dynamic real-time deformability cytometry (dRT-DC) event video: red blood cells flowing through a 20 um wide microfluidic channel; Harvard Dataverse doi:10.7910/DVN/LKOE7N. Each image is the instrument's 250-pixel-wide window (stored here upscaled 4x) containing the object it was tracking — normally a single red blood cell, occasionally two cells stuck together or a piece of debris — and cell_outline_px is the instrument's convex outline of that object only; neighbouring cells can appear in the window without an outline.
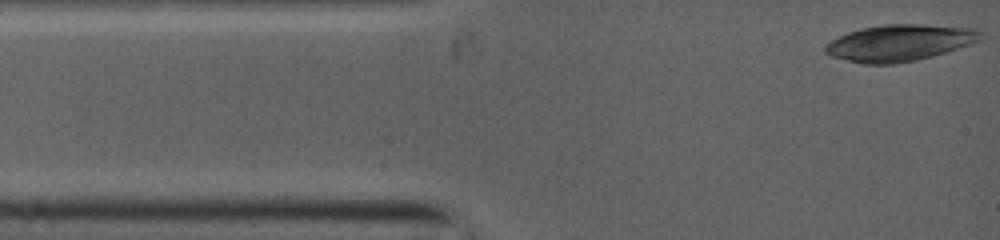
{"species": "common noctule bat (a hibernating species)", "species_latin": "Nyctalus noctula", "temperature_condition": "warm", "stored_images_in_passage": 4, "camera_frame_rate_fps": 5000, "um_per_image_px": 0.085, "animal": {"sex": "female", "body_mass_g": 19.0, "forearm_length_mm": 53.3}, "frame": {"image": 1, "passage_image": 1, "time_ms": 0.0, "image_size_px": [1000, 240], "cell_outline_px": [[980, 40], [932, 56], [916, 60], [892, 64], [864, 64], [832, 56], [824, 52], [824, 48], [832, 40], [848, 32], [864, 28], [888, 24], [920, 24], [964, 28], [980, 32]], "centroid_in_image_um": [76.39, 3.65], "position_along_channel_um": 8.6, "area_um2": 32.08}}